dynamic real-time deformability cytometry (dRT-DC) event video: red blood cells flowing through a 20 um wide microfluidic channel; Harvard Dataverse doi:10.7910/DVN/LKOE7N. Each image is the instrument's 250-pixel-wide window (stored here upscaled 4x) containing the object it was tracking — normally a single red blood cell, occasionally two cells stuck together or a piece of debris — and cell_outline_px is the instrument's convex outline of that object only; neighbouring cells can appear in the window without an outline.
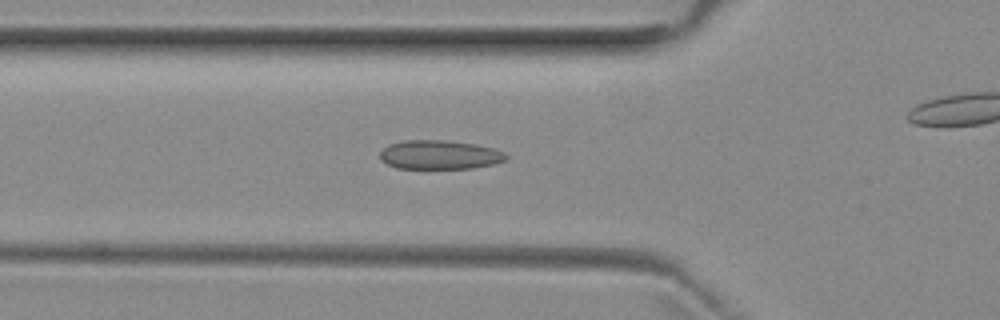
{"species": "common noctule bat (a hibernating species)", "species_latin": "Nyctalus noctula", "temperature_condition": "room temperature", "stored_images_in_passage": 41, "camera_frame_rate_fps": 3000, "um_per_image_px": 0.085, "animal": {"sex": "female", "body_mass_g": 29.2, "forearm_length_mm": 56.3}, "frame": {"image": 1, "passage_image": 17, "time_ms": 5.333, "image_size_px": [1000, 320], "cell_outline_px": [[508, 160], [496, 164], [472, 168], [396, 168], [380, 160], [380, 152], [388, 144], [404, 140], [444, 140], [476, 144], [492, 148], [504, 152], [508, 156]], "centroid_in_image_um": [37.39, 13.15], "position_along_channel_um": 88.4, "area_um2": 21.44}}
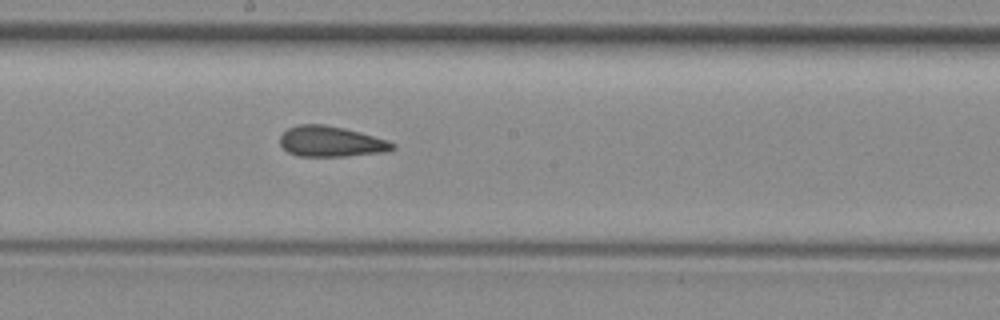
{"frame": {"image": 2, "passage_image": 27, "time_ms": 8.667, "image_size_px": [1000, 320], "cell_outline_px": [[396, 148], [388, 152], [348, 156], [296, 156], [288, 152], [280, 144], [280, 136], [288, 128], [300, 124], [324, 124], [344, 128], [360, 132], [396, 144]], "centroid_in_image_um": [28.13, 12.04], "position_along_channel_um": 220.1, "area_um2": 20.06}}
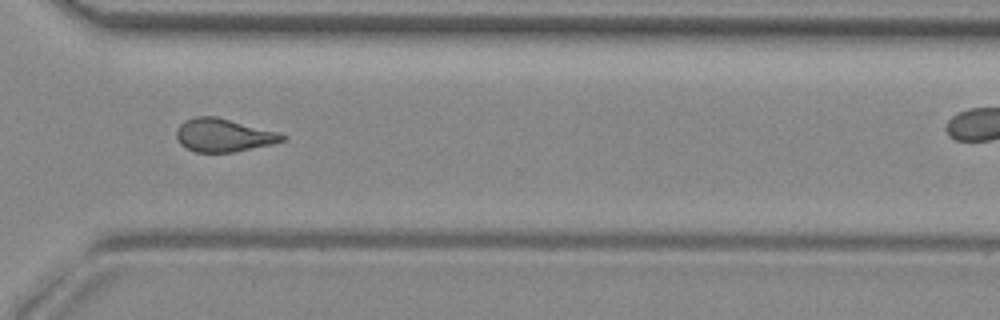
{"frame": {"image": 3, "passage_image": 37, "time_ms": 12.0, "image_size_px": [1000, 320], "cell_outline_px": [[284, 140], [272, 144], [232, 152], [196, 152], [180, 144], [176, 136], [176, 128], [184, 120], [196, 116], [216, 116], [276, 132], [284, 136]], "centroid_in_image_um": [18.92, 11.48], "position_along_channel_um": 351.7, "area_um2": 20.11}}